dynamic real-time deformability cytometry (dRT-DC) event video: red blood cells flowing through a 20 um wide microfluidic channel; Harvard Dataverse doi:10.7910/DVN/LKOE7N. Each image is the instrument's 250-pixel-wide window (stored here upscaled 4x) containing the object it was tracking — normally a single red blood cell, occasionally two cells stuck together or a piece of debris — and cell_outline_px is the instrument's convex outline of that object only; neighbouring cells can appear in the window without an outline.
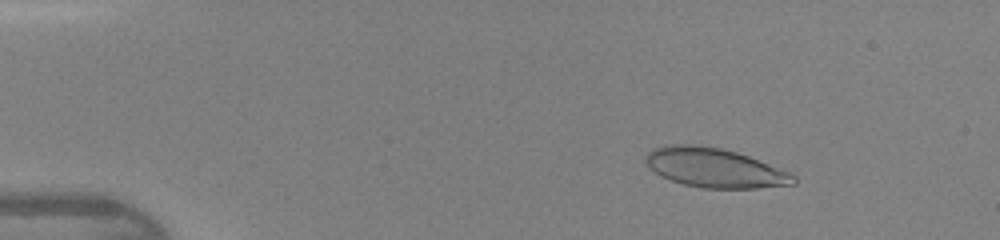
{"species": "human", "species_latin": "Homo sapiens", "temperature_condition": "warm", "stored_images_in_passage": 47, "camera_frame_rate_fps": 3000, "um_per_image_px": 0.085, "donor": {"sex": "female"}, "frame": {"image": 1, "passage_image": 7, "time_ms": 2.0, "image_size_px": [1000, 240], "cell_outline_px": [[796, 184], [756, 188], [700, 188], [684, 184], [660, 176], [644, 164], [644, 156], [652, 148], [664, 144], [696, 144], [720, 148], [736, 152], [748, 156], [792, 172], [796, 176]], "centroid_in_image_um": [60.72, 14.25], "position_along_channel_um": 24.3, "area_um2": 34.28}}
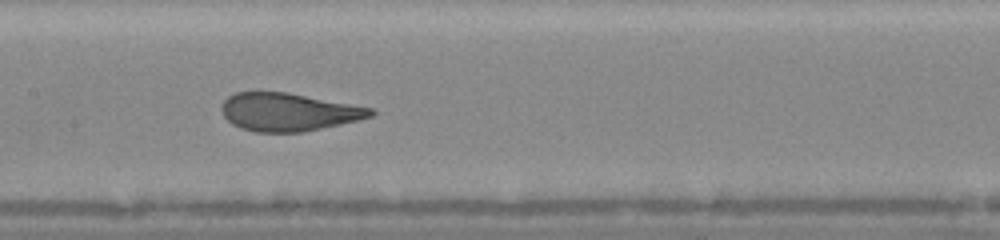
{"frame": {"image": 2, "passage_image": 24, "time_ms": 7.667, "image_size_px": [1000, 240], "cell_outline_px": [[376, 112], [372, 116], [360, 120], [304, 132], [256, 132], [240, 128], [232, 124], [224, 116], [220, 108], [224, 100], [228, 96], [236, 92], [256, 88], [288, 92], [372, 108]], "centroid_in_image_um": [24.46, 9.48], "position_along_channel_um": 182.9, "area_um2": 33.81}}
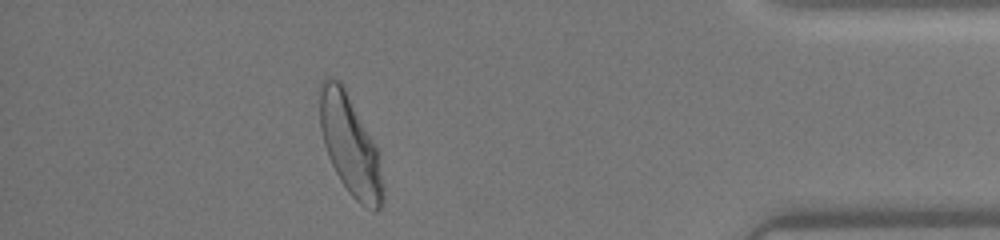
{"frame": {"image": 3, "passage_image": 42, "time_ms": 13.667, "image_size_px": [1000, 240], "cell_outline_px": [[384, 200], [380, 208], [376, 212], [372, 212], [360, 204], [348, 192], [340, 180], [328, 156], [324, 144], [320, 128], [320, 84], [328, 76], [336, 80], [344, 88], [380, 152], [384, 184]], "centroid_in_image_um": [29.81, 12.45], "position_along_channel_um": 405.4, "area_um2": 36.82}, "authors_computed_cell_mechanics": {"area_um2": 34.3332, "velocity_mm_per_s": 4.3425, "shape_relaxation_time_tau1_ms": 4.7313, "shape_relaxation_time_tau2_ms": null, "deformation_change_tau1": 0.2032, "deformation_change_tau2": null}}